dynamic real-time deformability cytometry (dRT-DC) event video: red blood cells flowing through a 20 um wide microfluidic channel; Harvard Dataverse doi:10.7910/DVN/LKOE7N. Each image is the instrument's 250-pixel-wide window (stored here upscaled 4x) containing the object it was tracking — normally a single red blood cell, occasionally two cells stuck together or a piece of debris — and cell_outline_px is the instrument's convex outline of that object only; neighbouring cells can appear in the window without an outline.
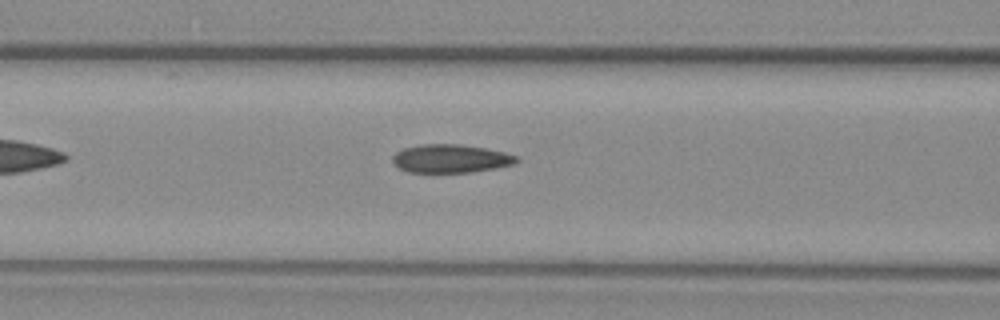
{"species": "common noctule bat (a hibernating species)", "species_latin": "Nyctalus noctula", "temperature_condition": "warm", "stored_images_in_passage": 38, "camera_frame_rate_fps": 3000, "um_per_image_px": 0.085, "animal": {"sex": "female", "body_mass_g": 29.2, "forearm_length_mm": 56.3}, "frame": {"image": 1, "passage_image": 9, "time_ms": 2.667, "image_size_px": [1000, 320], "cell_outline_px": [[520, 160], [516, 164], [496, 168], [472, 172], [408, 172], [400, 168], [392, 160], [392, 156], [396, 152], [404, 148], [420, 144], [460, 144], [484, 148], [504, 152], [516, 156]], "centroid_in_image_um": [38.33, 13.48], "position_along_channel_um": 128.3, "area_um2": 20.46}}
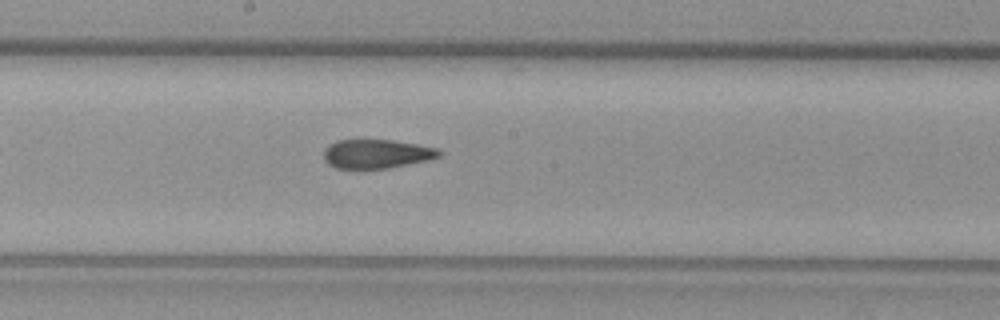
{"frame": {"image": 2, "passage_image": 16, "time_ms": 5.0, "image_size_px": [1000, 320], "cell_outline_px": [[444, 152], [440, 156], [432, 160], [388, 168], [360, 172], [336, 168], [328, 164], [324, 160], [324, 152], [336, 140], [392, 140], [440, 148]], "centroid_in_image_um": [32.05, 13.13], "position_along_channel_um": 216.1, "area_um2": 20.29}}
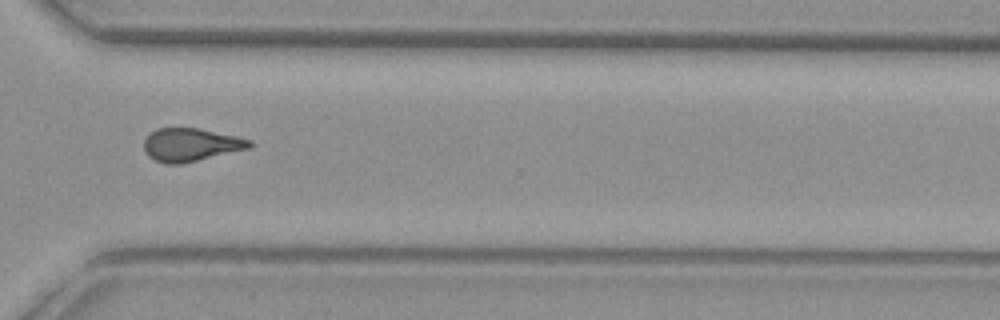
{"frame": {"image": 3, "passage_image": 27, "time_ms": 8.667, "image_size_px": [1000, 320], "cell_outline_px": [[252, 148], [180, 164], [168, 164], [156, 160], [148, 156], [144, 152], [144, 140], [156, 128], [200, 128], [236, 136], [252, 140]], "centroid_in_image_um": [16.24, 12.3], "position_along_channel_um": 354.4, "area_um2": 20.4}, "authors_computed_cell_mechanics": {"area_um2": 20.519, "velocity_mm_per_s": 3.7736, "shape_relaxation_time_tau1_ms": 11.1336, "shape_relaxation_time_tau2_ms": 2.5683, "deformation_change_tau1": 0.2103, "deformation_change_tau2": 0.0908}}